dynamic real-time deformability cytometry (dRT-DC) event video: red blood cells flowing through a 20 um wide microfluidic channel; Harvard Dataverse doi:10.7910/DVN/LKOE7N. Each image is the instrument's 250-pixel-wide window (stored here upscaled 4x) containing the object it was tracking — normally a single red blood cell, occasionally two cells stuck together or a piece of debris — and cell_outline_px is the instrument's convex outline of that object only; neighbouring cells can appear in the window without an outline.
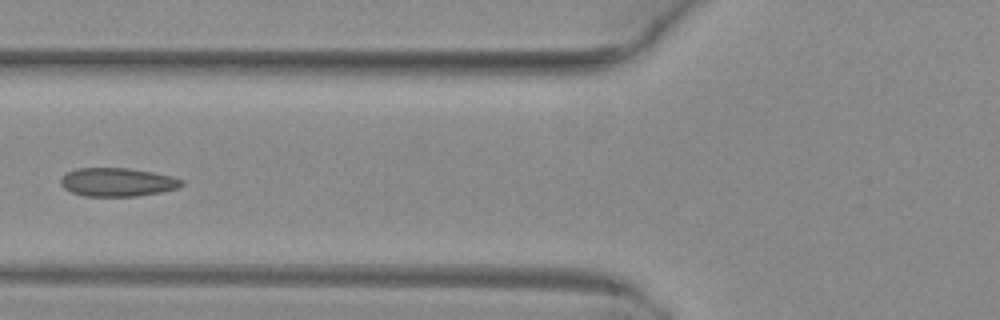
{"species": "common noctule bat (a hibernating species)", "species_latin": "Nyctalus noctula", "temperature_condition": "warm", "stored_images_in_passage": 6, "camera_frame_rate_fps": 3000, "um_per_image_px": 0.085, "animal": {"sex": "female", "body_mass_g": 29.2, "forearm_length_mm": 56.3}, "frame": {"image": 1, "passage_image": 6, "time_ms": 1.667, "image_size_px": [1000, 320], "cell_outline_px": [[184, 184], [176, 188], [160, 192], [136, 196], [84, 196], [72, 192], [64, 188], [60, 184], [60, 180], [68, 172], [76, 168], [128, 168], [152, 172], [172, 176], [184, 180]], "centroid_in_image_um": [9.98, 15.48], "position_along_channel_um": 115.8, "area_um2": 20.0}}